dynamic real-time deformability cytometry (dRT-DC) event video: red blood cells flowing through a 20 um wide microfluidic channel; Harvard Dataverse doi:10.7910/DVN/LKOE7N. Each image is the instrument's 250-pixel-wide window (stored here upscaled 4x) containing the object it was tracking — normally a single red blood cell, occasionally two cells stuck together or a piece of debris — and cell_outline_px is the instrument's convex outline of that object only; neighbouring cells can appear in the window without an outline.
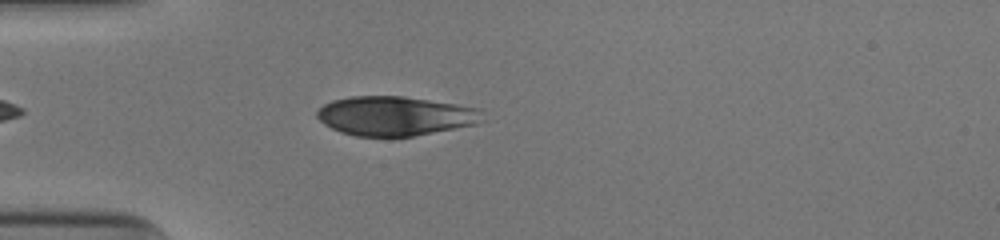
{"species": "human", "species_latin": "Homo sapiens", "temperature_condition": "cold", "stored_images_in_passage": 38, "camera_frame_rate_fps": 3000, "um_per_image_px": 0.085, "donor": {"sex": "male"}, "frame": {"image": 1, "passage_image": 5, "time_ms": 1.333, "image_size_px": [1000, 240], "cell_outline_px": [[488, 120], [476, 124], [412, 136], [356, 136], [340, 132], [324, 124], [316, 116], [316, 112], [324, 104], [332, 100], [352, 96], [404, 96], [456, 104], [480, 108]], "centroid_in_image_um": [33.63, 9.85], "position_along_channel_um": 51.4, "area_um2": 38.03}}
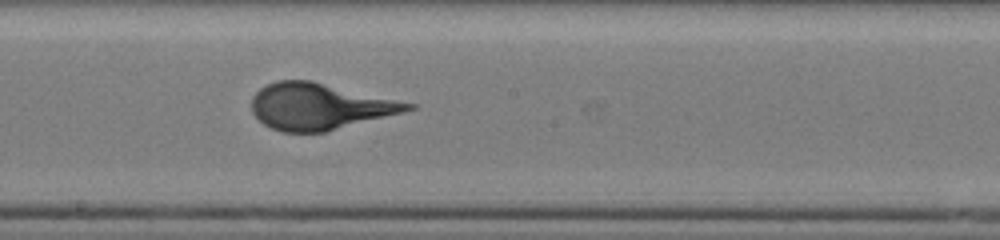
{"frame": {"image": 2, "passage_image": 19, "time_ms": 6.0, "image_size_px": [1000, 240], "cell_outline_px": [[416, 108], [404, 112], [324, 132], [280, 132], [264, 124], [252, 112], [252, 96], [260, 88], [276, 80], [312, 80], [416, 104]], "centroid_in_image_um": [27.15, 9.04], "position_along_channel_um": 221.0, "area_um2": 42.08}}
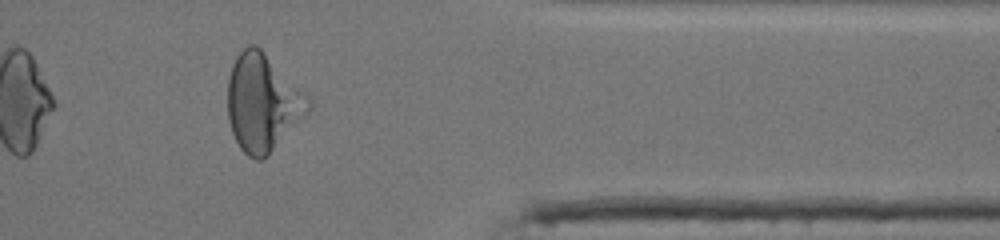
{"frame": {"image": 3, "passage_image": 33, "time_ms": 10.667, "image_size_px": [1000, 240], "cell_outline_px": [[312, 104], [308, 112], [268, 156], [260, 160], [256, 160], [248, 156], [240, 148], [232, 132], [228, 120], [228, 76], [232, 64], [236, 56], [248, 44], [256, 44], [308, 96]], "centroid_in_image_um": [22.3, 8.74], "position_along_channel_um": 389.1, "area_um2": 45.43}}